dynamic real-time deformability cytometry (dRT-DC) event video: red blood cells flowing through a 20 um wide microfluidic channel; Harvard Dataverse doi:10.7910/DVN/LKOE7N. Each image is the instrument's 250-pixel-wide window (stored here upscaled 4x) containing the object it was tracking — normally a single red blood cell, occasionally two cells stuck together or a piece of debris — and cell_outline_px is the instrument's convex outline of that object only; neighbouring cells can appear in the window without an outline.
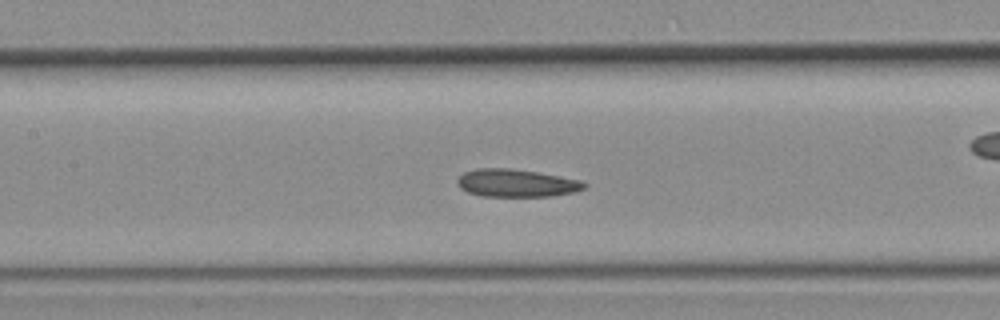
{"species": "common noctule bat (a hibernating species)", "species_latin": "Nyctalus noctula", "temperature_condition": "room temperature", "stored_images_in_passage": 39, "camera_frame_rate_fps": 3000, "um_per_image_px": 0.085, "animal": {"sex": "female", "body_mass_g": 19.3, "forearm_length_mm": 54.1}, "frame": {"image": 1, "passage_image": 17, "time_ms": 5.333, "image_size_px": [1000, 320], "cell_outline_px": [[588, 184], [584, 188], [576, 192], [552, 196], [480, 196], [468, 192], [460, 188], [456, 184], [456, 180], [464, 172], [476, 168], [512, 168], [536, 172], [580, 180]], "centroid_in_image_um": [43.87, 15.56], "position_along_channel_um": 163.5, "area_um2": 20.58}}
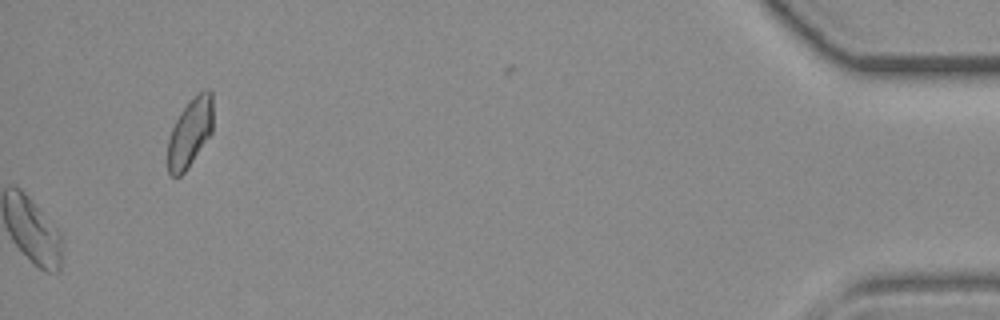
{"frame": {"image": 2, "passage_image": 39, "time_ms": 12.667, "image_size_px": [1000, 320], "cell_outline_px": [[212, 132], [184, 172], [180, 176], [172, 176], [168, 172], [168, 140], [172, 128], [180, 112], [196, 92], [204, 88], [208, 88], [212, 92]], "centroid_in_image_um": [16.16, 11.21], "position_along_channel_um": 419.0, "area_um2": 18.03}}